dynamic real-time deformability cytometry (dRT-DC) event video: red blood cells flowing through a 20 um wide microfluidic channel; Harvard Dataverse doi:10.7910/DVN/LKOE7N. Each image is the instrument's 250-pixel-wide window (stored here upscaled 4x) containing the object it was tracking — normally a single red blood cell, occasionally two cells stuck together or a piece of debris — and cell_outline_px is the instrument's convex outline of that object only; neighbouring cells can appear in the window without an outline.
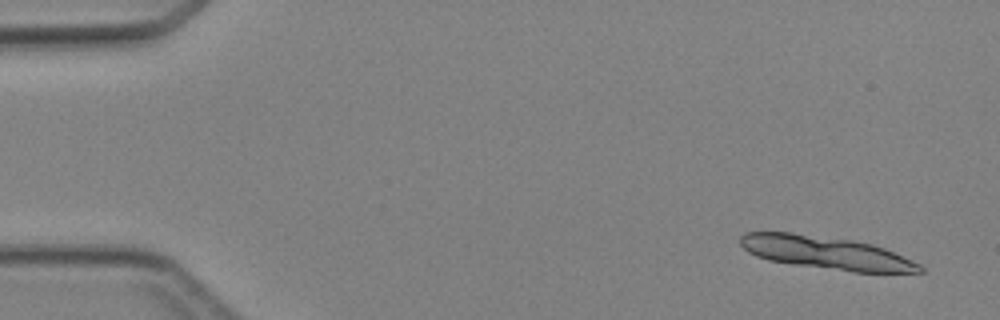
{"species": "Egyptian fruit bat (a non-hibernating species)", "species_latin": "Rousettus aegyptiacus", "temperature_condition": "cold", "stored_images_in_passage": 4, "camera_frame_rate_fps": 3000, "um_per_image_px": 0.085, "animal": {"sex": "female"}, "frame": {"image": 1, "passage_image": 1, "time_ms": 0.0, "image_size_px": [1000, 320], "cell_outline_px": [[924, 272], [852, 272], [792, 264], [768, 260], [756, 256], [748, 252], [740, 244], [740, 236], [744, 232], [792, 232], [852, 240], [872, 244], [884, 248], [920, 264], [924, 268]], "centroid_in_image_um": [70.19, 21.48], "position_along_channel_um": 14.8, "area_um2": 34.39}}